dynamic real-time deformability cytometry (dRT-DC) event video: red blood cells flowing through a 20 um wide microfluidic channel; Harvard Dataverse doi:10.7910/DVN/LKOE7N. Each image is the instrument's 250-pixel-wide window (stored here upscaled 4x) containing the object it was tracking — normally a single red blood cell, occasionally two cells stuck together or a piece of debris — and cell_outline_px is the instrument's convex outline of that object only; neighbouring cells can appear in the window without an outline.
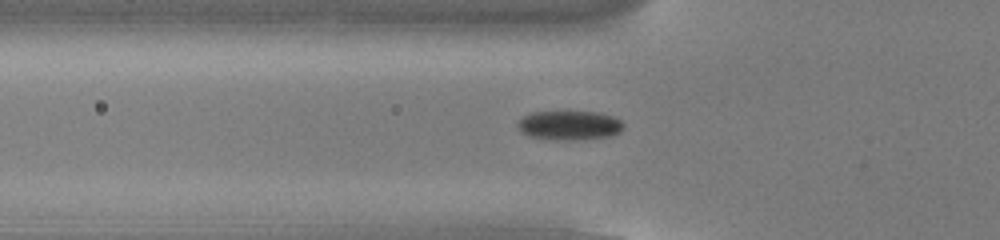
{"species": "common noctule bat (a hibernating species)", "species_latin": "Nyctalus noctula", "temperature_condition": "cold", "stored_images_in_passage": 54, "camera_frame_rate_fps": 3000, "um_per_image_px": 0.085, "animal": {"sex": "male", "body_mass_g": 13.0, "forearm_length_mm": 53.1}, "frame": {"image": 1, "passage_image": 19, "time_ms": 6.0, "image_size_px": [1000, 240], "cell_outline_px": [[624, 124], [620, 132], [612, 136], [580, 140], [560, 140], [528, 136], [516, 124], [524, 116], [532, 112], [600, 112], [612, 116], [620, 120]], "centroid_in_image_um": [48.45, 10.66], "position_along_channel_um": 77.4, "area_um2": 17.98}}
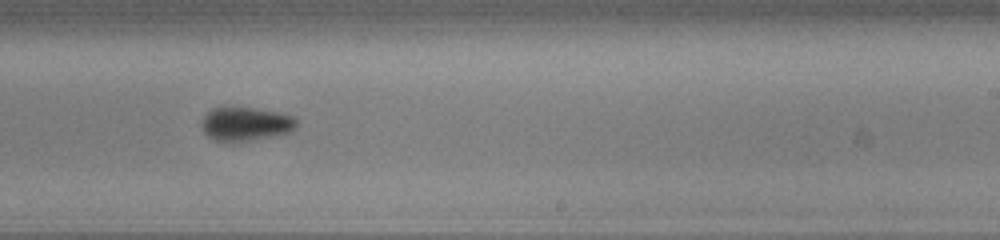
{"frame": {"image": 2, "passage_image": 34, "time_ms": 11.0, "image_size_px": [1000, 240], "cell_outline_px": [[296, 128], [292, 132], [236, 144], [232, 144], [216, 140], [208, 136], [200, 128], [200, 120], [212, 108], [252, 108], [276, 112], [292, 116], [296, 120]], "centroid_in_image_um": [20.84, 10.58], "position_along_channel_um": 268.2, "area_um2": 19.02}}
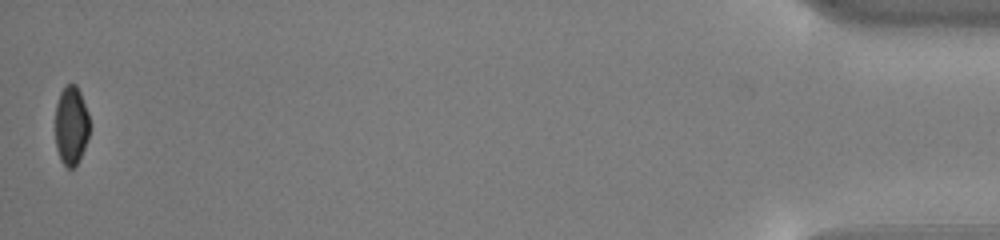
{"frame": {"image": 3, "passage_image": 54, "time_ms": 17.667, "image_size_px": [1000, 240], "cell_outline_px": [[92, 128], [84, 148], [76, 164], [72, 168], [68, 168], [60, 160], [56, 148], [56, 104], [60, 92], [68, 84], [76, 84], [80, 92], [88, 112], [92, 124]], "centroid_in_image_um": [6.08, 10.66], "position_along_channel_um": 429.1, "area_um2": 15.95}, "authors_computed_cell_mechanics": {"area_um2": 17.6579, "velocity_mm_per_s": 3.8154, "shape_relaxation_time_tau1_ms": 2.0973, "shape_relaxation_time_tau2_ms": 2.5828, "deformation_change_tau1": 0.0821, "deformation_change_tau2": 0.0545}}